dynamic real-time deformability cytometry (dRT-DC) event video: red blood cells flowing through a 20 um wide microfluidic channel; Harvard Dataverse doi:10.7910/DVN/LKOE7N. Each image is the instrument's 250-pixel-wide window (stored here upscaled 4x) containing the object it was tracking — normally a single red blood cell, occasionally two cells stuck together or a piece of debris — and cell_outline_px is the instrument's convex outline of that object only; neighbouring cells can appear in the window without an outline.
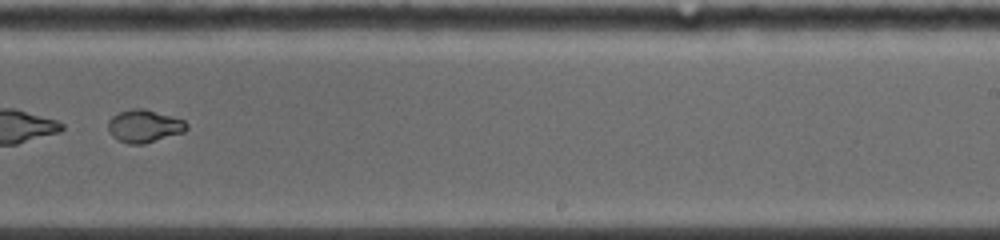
{"species": "common noctule bat (a hibernating species)", "species_latin": "Nyctalus noctula", "temperature_condition": "warm", "stored_images_in_passage": 26, "camera_frame_rate_fps": 5000, "um_per_image_px": 0.085, "animal": {"sex": "female", "body_mass_g": 19.0, "forearm_length_mm": 53.3}, "frame": {"image": 1, "passage_image": 15, "time_ms": 5.4, "image_size_px": [1000, 240], "cell_outline_px": [[188, 128], [184, 132], [144, 144], [128, 144], [112, 136], [108, 128], [108, 120], [112, 116], [120, 112], [132, 108], [144, 108], [184, 120], [188, 124]], "centroid_in_image_um": [12.26, 10.71], "position_along_channel_um": 276.7, "area_um2": 14.91}}